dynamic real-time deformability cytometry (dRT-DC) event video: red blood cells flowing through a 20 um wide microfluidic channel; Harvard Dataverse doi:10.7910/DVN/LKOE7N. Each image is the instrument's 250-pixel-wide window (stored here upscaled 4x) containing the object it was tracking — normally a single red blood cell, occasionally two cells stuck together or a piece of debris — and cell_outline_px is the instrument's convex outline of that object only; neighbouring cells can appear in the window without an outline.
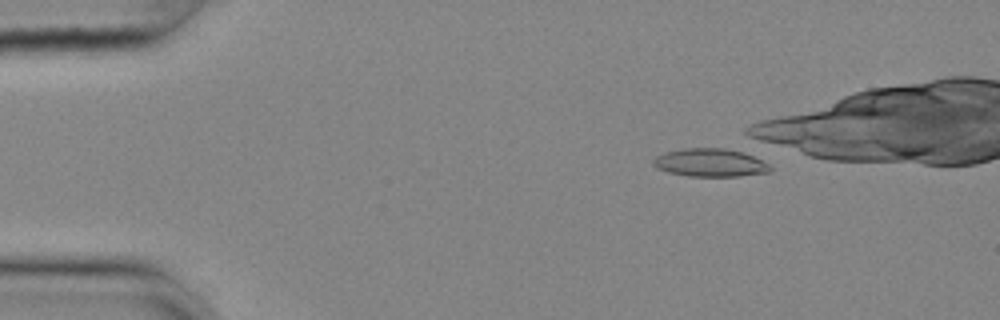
{"species": "common noctule bat (a hibernating species)", "species_latin": "Nyctalus noctula", "temperature_condition": "cold", "stored_images_in_passage": 49, "camera_frame_rate_fps": 3000, "um_per_image_px": 0.085, "animal": {"sex": "female", "body_mass_g": 25.1}, "frame": {"image": 1, "passage_image": 9, "time_ms": 2.667, "image_size_px": [1000, 320], "cell_outline_px": [[772, 168], [768, 172], [740, 176], [688, 176], [668, 172], [656, 168], [652, 164], [652, 160], [656, 156], [664, 152], [684, 148], [744, 148], [768, 164]], "centroid_in_image_um": [60.41, 13.79], "position_along_channel_um": 24.6, "area_um2": 19.77}}
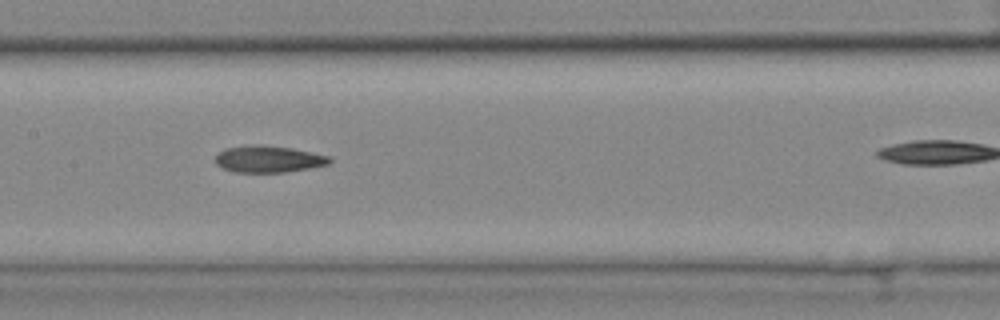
{"frame": {"image": 2, "passage_image": 28, "time_ms": 9.0, "image_size_px": [1000, 320], "cell_outline_px": [[332, 160], [328, 164], [288, 172], [236, 172], [224, 168], [216, 164], [216, 156], [224, 148], [252, 144], [260, 144], [292, 148], [332, 156]], "centroid_in_image_um": [22.84, 13.51], "position_along_channel_um": 184.6, "area_um2": 17.86}}
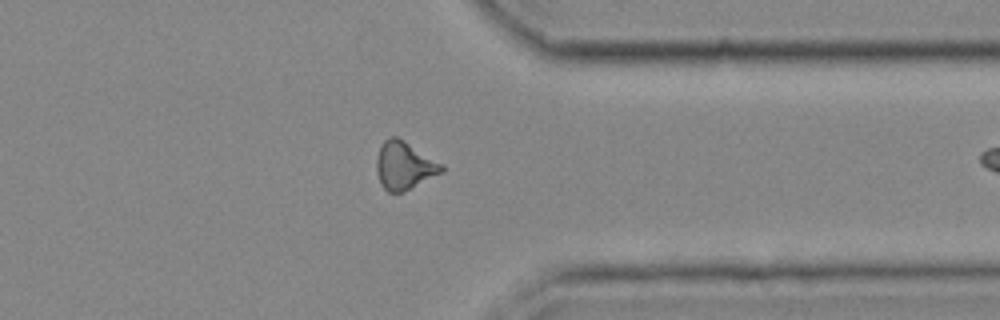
{"frame": {"image": 3, "passage_image": 44, "time_ms": 14.333, "image_size_px": [1000, 320], "cell_outline_px": [[444, 172], [400, 192], [388, 192], [384, 188], [376, 172], [376, 160], [380, 148], [384, 140], [388, 136], [396, 136], [404, 140], [444, 164]], "centroid_in_image_um": [34.38, 14.04], "position_along_channel_um": 377.0, "area_um2": 18.03}}